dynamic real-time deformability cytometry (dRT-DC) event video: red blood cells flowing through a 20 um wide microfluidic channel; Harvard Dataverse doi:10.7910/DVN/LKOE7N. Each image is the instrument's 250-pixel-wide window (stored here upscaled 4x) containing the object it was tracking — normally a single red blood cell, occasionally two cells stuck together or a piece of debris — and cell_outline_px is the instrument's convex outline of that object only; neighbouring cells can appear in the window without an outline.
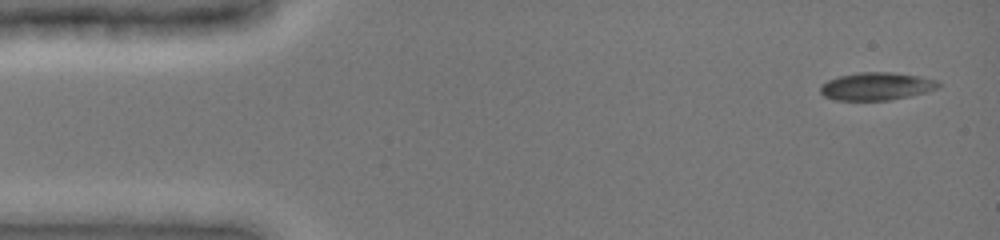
{"species": "common noctule bat (a hibernating species)", "species_latin": "Nyctalus noctula", "temperature_condition": "cold", "stored_images_in_passage": 16, "camera_frame_rate_fps": 3000, "um_per_image_px": 0.085, "animal": {"sex": "female", "body_mass_g": 19.0, "forearm_length_mm": 51.5}, "frame": {"image": 1, "passage_image": 1, "time_ms": 0.0, "image_size_px": [1000, 240], "cell_outline_px": [[940, 84], [936, 88], [928, 92], [888, 100], [836, 100], [824, 96], [820, 92], [820, 84], [828, 80], [840, 76], [856, 72], [892, 72], [920, 76], [936, 80]], "centroid_in_image_um": [74.47, 7.33], "position_along_channel_um": 10.5, "area_um2": 19.07}}
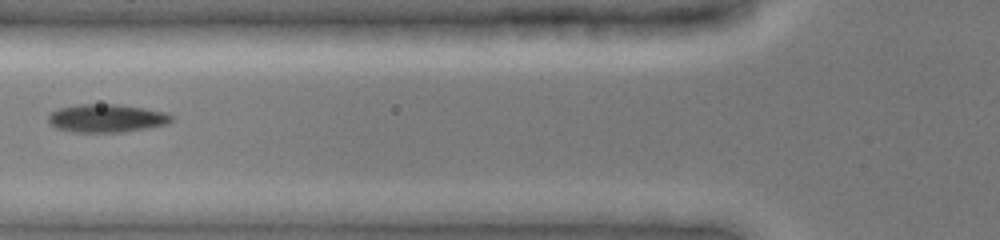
{"frame": {"image": 2, "passage_image": 10, "time_ms": 5.333, "image_size_px": [1000, 240], "cell_outline_px": [[172, 120], [164, 124], [148, 128], [120, 132], [72, 132], [56, 128], [48, 120], [48, 116], [52, 112], [60, 108], [80, 104], [116, 104], [144, 108], [164, 112], [172, 116]], "centroid_in_image_um": [9.04, 10.05], "position_along_channel_um": 116.8, "area_um2": 19.94}}
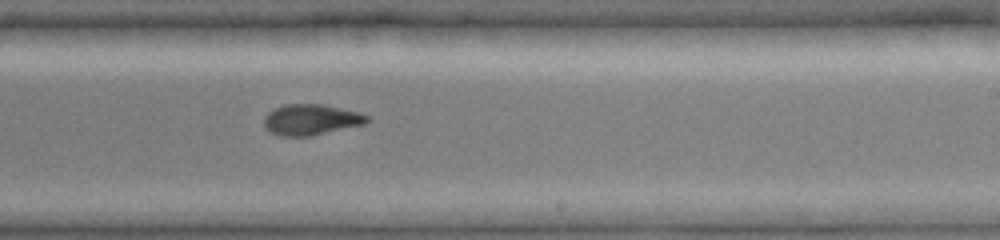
{"frame": {"image": 3, "passage_image": 16, "time_ms": 9.0, "image_size_px": [1000, 240], "cell_outline_px": [[372, 120], [364, 124], [312, 136], [280, 136], [264, 128], [264, 116], [268, 112], [284, 104], [324, 104], [360, 112], [368, 116]], "centroid_in_image_um": [26.46, 10.17], "position_along_channel_um": 262.5, "area_um2": 18.67}}